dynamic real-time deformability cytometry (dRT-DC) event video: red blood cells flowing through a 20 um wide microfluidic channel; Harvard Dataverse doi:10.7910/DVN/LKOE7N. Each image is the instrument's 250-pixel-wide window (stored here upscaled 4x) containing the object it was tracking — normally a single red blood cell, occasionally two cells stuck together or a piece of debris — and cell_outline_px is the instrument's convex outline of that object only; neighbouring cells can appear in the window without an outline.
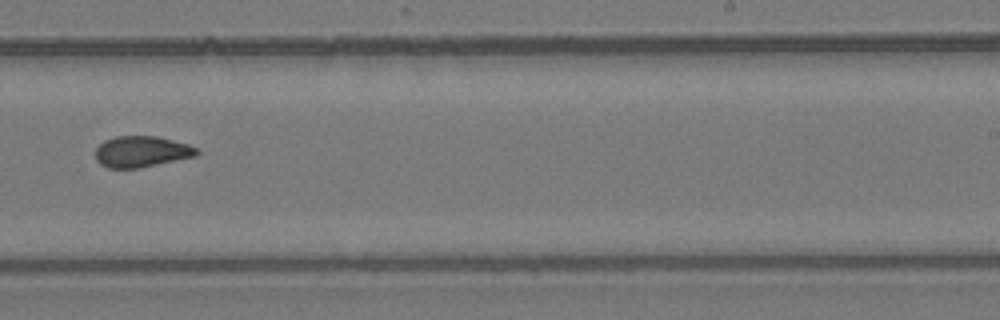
{"species": "common noctule bat (a hibernating species)", "species_latin": "Nyctalus noctula", "temperature_condition": "room temperature", "stored_images_in_passage": 11, "camera_frame_rate_fps": 3000, "um_per_image_px": 0.085, "animal": {"sex": "female", "body_mass_g": 24.6, "forearm_length_mm": 56.2}, "frame": {"image": 1, "passage_image": 10, "time_ms": 3.0, "image_size_px": [1000, 320], "cell_outline_px": [[200, 152], [196, 156], [136, 168], [108, 168], [100, 164], [96, 160], [96, 148], [104, 140], [116, 136], [156, 136], [188, 144], [196, 148]], "centroid_in_image_um": [12.01, 12.88], "position_along_channel_um": 277.0, "area_um2": 18.21}}
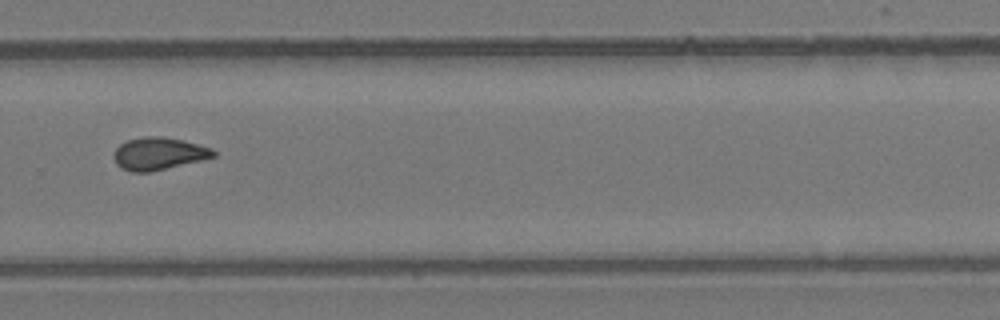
{"frame": {"image": 2, "passage_image": 11, "time_ms": 3.333, "image_size_px": [1000, 320], "cell_outline_px": [[216, 156], [152, 172], [132, 172], [120, 168], [116, 164], [112, 156], [116, 148], [120, 144], [128, 140], [144, 136], [164, 136], [184, 140], [212, 148], [216, 152]], "centroid_in_image_um": [13.46, 13.06], "position_along_channel_um": 316.3, "area_um2": 19.02}}